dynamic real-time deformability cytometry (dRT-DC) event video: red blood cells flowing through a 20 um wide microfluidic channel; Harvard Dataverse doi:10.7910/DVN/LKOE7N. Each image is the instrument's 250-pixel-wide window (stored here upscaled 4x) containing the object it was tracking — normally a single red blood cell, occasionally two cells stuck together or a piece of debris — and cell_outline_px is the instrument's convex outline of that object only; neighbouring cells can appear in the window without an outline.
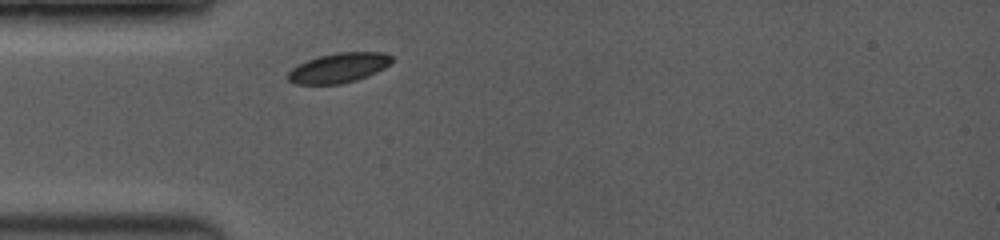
{"species": "common noctule bat (a hibernating species)", "species_latin": "Nyctalus noctula", "temperature_condition": "room temperature", "stored_images_in_passage": 40, "camera_frame_rate_fps": 3500, "um_per_image_px": 0.085, "animal": {"sex": "female", "body_mass_g": 19.0, "forearm_length_mm": 53.3}, "frame": {"image": 1, "passage_image": 1, "time_ms": 0.0, "image_size_px": [1000, 240], "cell_outline_px": [[392, 60], [384, 68], [376, 72], [356, 80], [340, 84], [296, 84], [288, 80], [288, 72], [292, 68], [308, 60], [320, 56], [336, 52], [384, 52], [392, 56]], "centroid_in_image_um": [28.79, 5.76], "position_along_channel_um": 56.2, "area_um2": 17.8}}
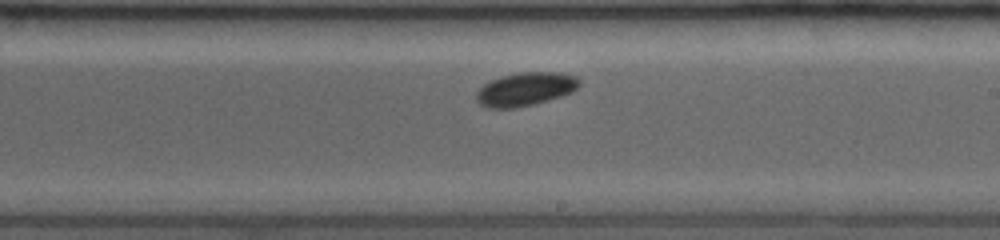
{"frame": {"image": 2, "passage_image": 21, "time_ms": 4.857, "image_size_px": [1000, 240], "cell_outline_px": [[580, 84], [572, 92], [548, 100], [532, 104], [512, 108], [488, 108], [480, 104], [476, 100], [476, 92], [484, 84], [500, 76], [520, 72], [556, 72], [576, 76], [580, 80]], "centroid_in_image_um": [44.65, 7.57], "position_along_channel_um": 244.4, "area_um2": 19.94}}
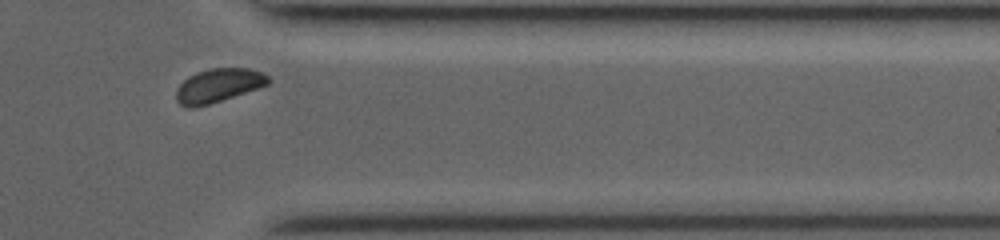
{"frame": {"image": 3, "passage_image": 36, "time_ms": 8.571, "image_size_px": [1000, 240], "cell_outline_px": [[272, 80], [268, 84], [208, 104], [192, 108], [188, 108], [180, 104], [176, 100], [176, 88], [188, 76], [196, 72], [212, 68], [248, 68], [260, 72], [268, 76]], "centroid_in_image_um": [18.52, 7.25], "position_along_channel_um": 392.9, "area_um2": 17.8}, "authors_computed_cell_mechanics": {"area_um2": 19.1607, "velocity_mm_per_s": 3.9777, "shape_relaxation_time_tau1_ms": 2.2275, "shape_relaxation_time_tau2_ms": null, "deformation_change_tau1": 0.0394, "deformation_change_tau2": null}}